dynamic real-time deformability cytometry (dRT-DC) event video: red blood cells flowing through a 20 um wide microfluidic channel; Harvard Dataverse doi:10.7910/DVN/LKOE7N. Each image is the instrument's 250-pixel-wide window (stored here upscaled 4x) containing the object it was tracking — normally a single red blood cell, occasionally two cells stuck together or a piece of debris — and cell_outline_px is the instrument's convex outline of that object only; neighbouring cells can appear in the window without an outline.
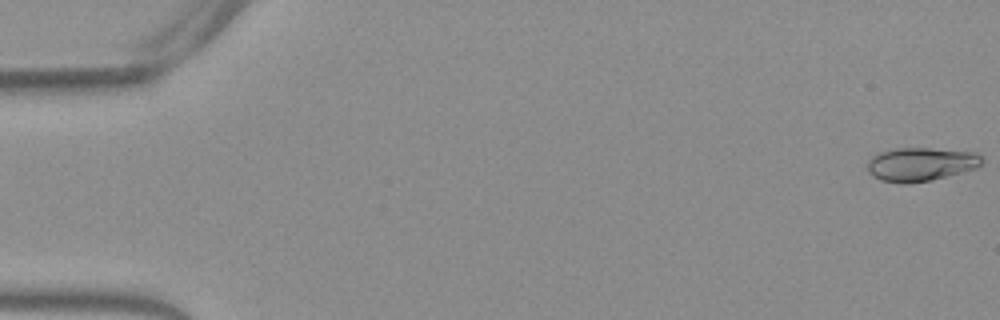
{"species": "Egyptian fruit bat (a non-hibernating species)", "species_latin": "Rousettus aegyptiacus", "temperature_condition": "warm", "stored_images_in_passage": 7, "camera_frame_rate_fps": 3000, "um_per_image_px": 0.085, "frame": {"image": 1, "passage_image": 1, "time_ms": 0.0, "image_size_px": [1000, 320], "cell_outline_px": [[984, 164], [976, 168], [932, 180], [908, 184], [904, 184], [880, 180], [872, 176], [868, 172], [864, 164], [872, 156], [880, 152], [896, 148], [928, 148], [976, 152], [984, 160]], "centroid_in_image_um": [78.23, 13.97], "position_along_channel_um": 6.8, "area_um2": 22.77}}